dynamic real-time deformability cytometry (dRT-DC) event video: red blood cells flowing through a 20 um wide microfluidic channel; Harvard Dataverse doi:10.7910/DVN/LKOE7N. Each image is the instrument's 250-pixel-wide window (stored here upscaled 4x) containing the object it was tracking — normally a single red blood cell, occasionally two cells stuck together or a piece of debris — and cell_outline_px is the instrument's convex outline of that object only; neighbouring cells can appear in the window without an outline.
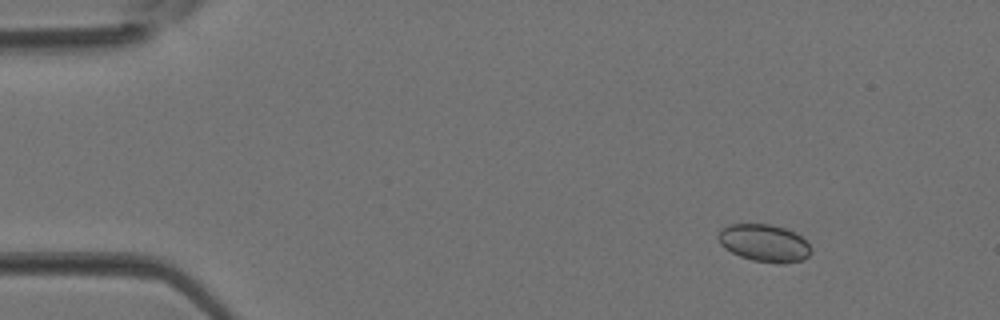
{"species": "Egyptian fruit bat (a non-hibernating species)", "species_latin": "Rousettus aegyptiacus", "temperature_condition": "room temperature", "stored_images_in_passage": 3, "camera_frame_rate_fps": 3000, "um_per_image_px": 0.085, "animal": {"sex": "female"}, "frame": {"image": 1, "passage_image": 1, "time_ms": 0.0, "image_size_px": [1000, 320], "cell_outline_px": [[812, 252], [804, 260], [784, 264], [780, 264], [752, 260], [740, 256], [724, 248], [720, 244], [716, 236], [720, 228], [728, 224], [768, 224], [784, 228], [800, 236], [812, 248]], "centroid_in_image_um": [64.93, 20.66], "position_along_channel_um": 20.1, "area_um2": 20.4}}
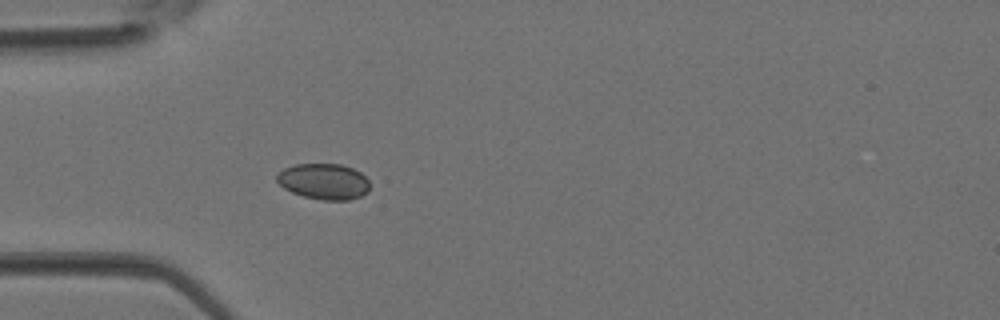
{"frame": {"image": 2, "passage_image": 3, "time_ms": 0.667, "image_size_px": [1000, 320], "cell_outline_px": [[368, 192], [360, 196], [348, 200], [324, 200], [304, 196], [292, 192], [284, 188], [276, 180], [276, 176], [284, 168], [296, 164], [340, 164], [352, 168], [360, 172], [368, 180]], "centroid_in_image_um": [27.52, 15.42], "position_along_channel_um": 57.5, "area_um2": 19.25}}